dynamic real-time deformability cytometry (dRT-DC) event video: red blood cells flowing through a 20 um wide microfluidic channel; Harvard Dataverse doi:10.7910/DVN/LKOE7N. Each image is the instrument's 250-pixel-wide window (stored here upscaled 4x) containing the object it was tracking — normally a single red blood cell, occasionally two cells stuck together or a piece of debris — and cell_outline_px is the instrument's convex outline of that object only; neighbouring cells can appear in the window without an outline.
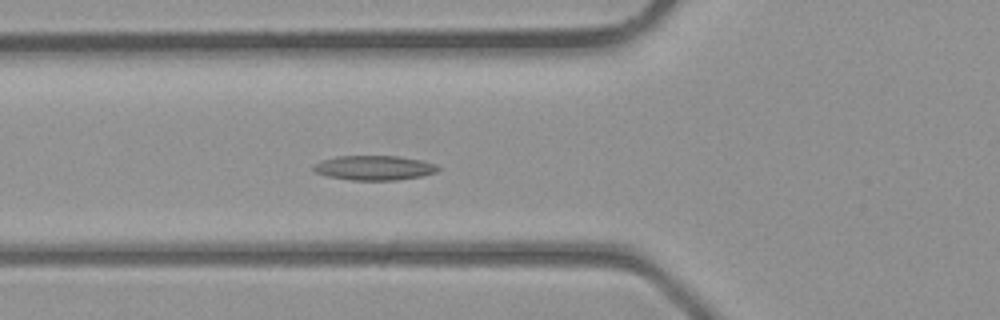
{"species": "common noctule bat (a hibernating species)", "species_latin": "Nyctalus noctula", "temperature_condition": "room temperature", "stored_images_in_passage": 37, "camera_frame_rate_fps": 3000, "um_per_image_px": 0.085, "animal": {"sex": "male", "body_mass_g": 23.1, "forearm_length_mm": 52.7}, "frame": {"image": 1, "passage_image": 12, "time_ms": 3.667, "image_size_px": [1000, 320], "cell_outline_px": [[440, 168], [436, 172], [420, 176], [396, 180], [348, 180], [328, 176], [316, 172], [312, 168], [312, 164], [320, 160], [336, 156], [400, 156], [420, 160], [436, 164]], "centroid_in_image_um": [31.76, 14.26], "position_along_channel_um": 94.0, "area_um2": 17.92}}
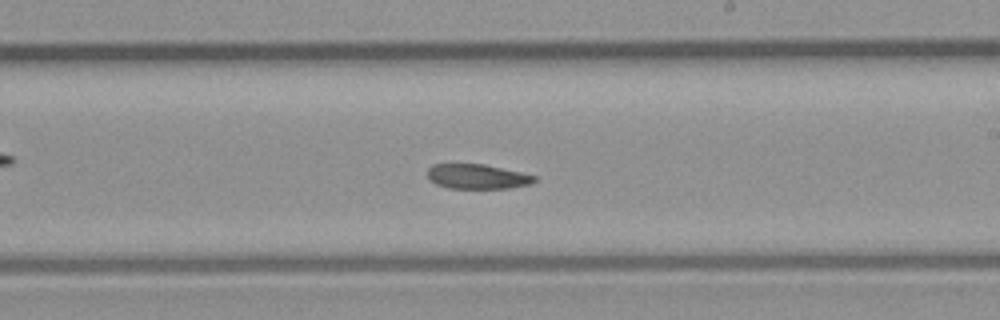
{"frame": {"image": 2, "passage_image": 21, "time_ms": 6.667, "image_size_px": [1000, 320], "cell_outline_px": [[536, 180], [532, 184], [508, 188], [448, 188], [436, 184], [428, 180], [428, 168], [432, 164], [484, 164], [520, 172], [536, 176]], "centroid_in_image_um": [40.55, 15.0], "position_along_channel_um": 248.5, "area_um2": 15.43}}
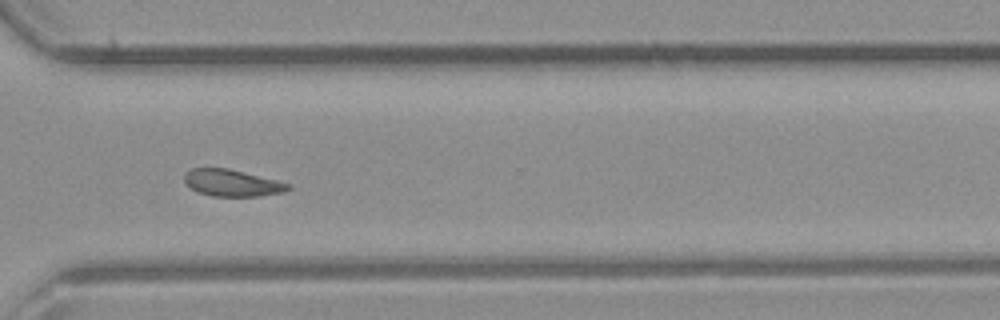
{"frame": {"image": 3, "passage_image": 27, "time_ms": 8.667, "image_size_px": [1000, 320], "cell_outline_px": [[292, 188], [284, 192], [256, 196], [212, 196], [196, 192], [184, 180], [184, 172], [192, 168], [228, 168], [292, 184]], "centroid_in_image_um": [19.73, 15.55], "position_along_channel_um": 350.9, "area_um2": 16.18}}